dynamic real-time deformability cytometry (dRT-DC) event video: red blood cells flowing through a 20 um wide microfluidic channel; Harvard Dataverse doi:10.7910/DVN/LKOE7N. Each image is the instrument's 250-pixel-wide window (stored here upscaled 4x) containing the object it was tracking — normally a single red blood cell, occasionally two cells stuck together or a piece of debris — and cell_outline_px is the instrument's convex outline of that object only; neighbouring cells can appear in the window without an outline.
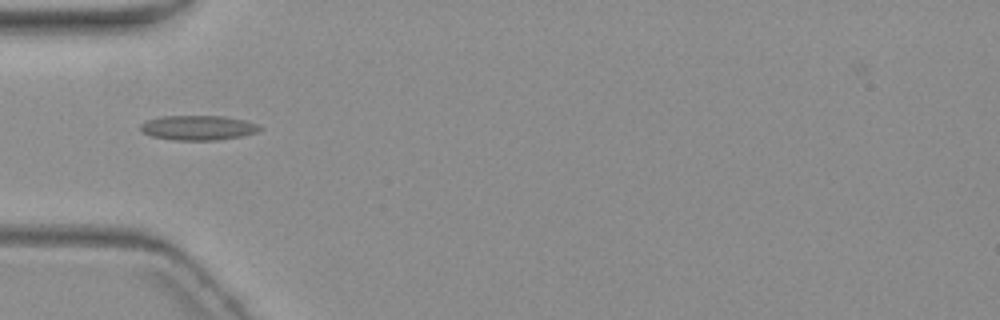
{"species": "common noctule bat (a hibernating species)", "species_latin": "Nyctalus noctula", "temperature_condition": "warm", "stored_images_in_passage": 5, "camera_frame_rate_fps": 3000, "um_per_image_px": 0.085, "animal": {"sex": "female", "body_mass_g": 19.3, "forearm_length_mm": 54.1}, "frame": {"image": 1, "passage_image": 1, "time_ms": 0.0, "image_size_px": [1000, 320], "cell_outline_px": [[264, 128], [256, 132], [240, 136], [220, 140], [172, 140], [152, 136], [144, 132], [140, 128], [140, 124], [148, 120], [164, 116], [224, 116], [244, 120], [256, 124]], "centroid_in_image_um": [16.85, 10.86], "position_along_channel_um": 68.1, "area_um2": 17.05}}
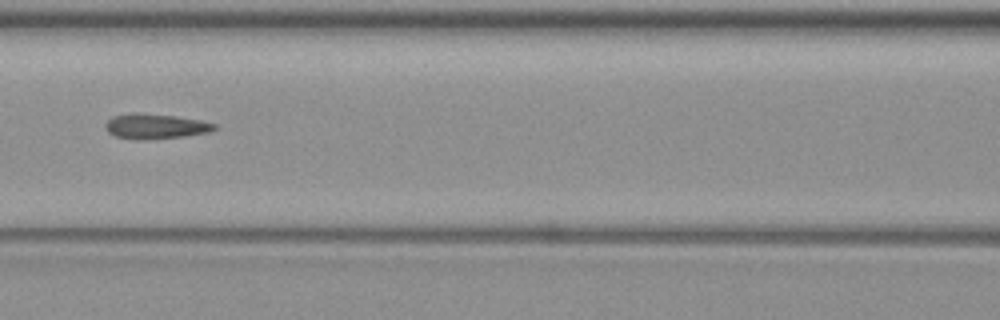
{"frame": {"image": 2, "passage_image": 3, "time_ms": 2.333, "image_size_px": [1000, 320], "cell_outline_px": [[216, 128], [208, 132], [184, 136], [144, 140], [140, 140], [116, 136], [108, 132], [104, 128], [104, 124], [112, 116], [132, 112], [136, 112], [176, 116], [200, 120], [216, 124]], "centroid_in_image_um": [13.16, 10.72], "position_along_channel_um": 153.4, "area_um2": 15.95}}
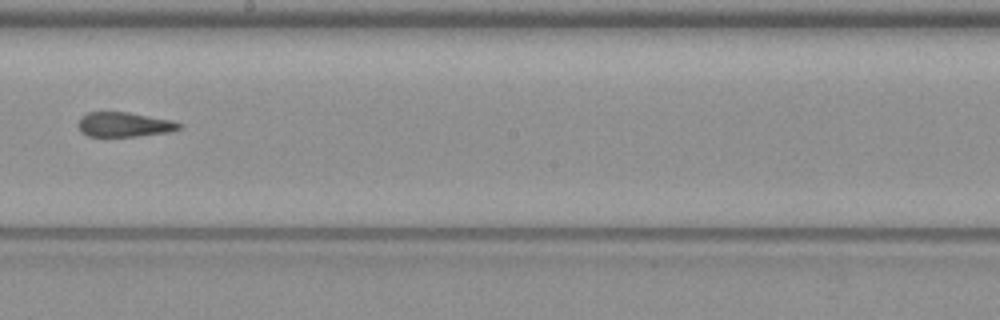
{"frame": {"image": 3, "passage_image": 5, "time_ms": 4.667, "image_size_px": [1000, 320], "cell_outline_px": [[184, 124], [180, 128], [168, 132], [136, 136], [88, 136], [80, 132], [76, 124], [80, 116], [88, 112], [128, 112], [172, 120]], "centroid_in_image_um": [10.51, 10.58], "position_along_channel_um": 237.7, "area_um2": 14.62}}